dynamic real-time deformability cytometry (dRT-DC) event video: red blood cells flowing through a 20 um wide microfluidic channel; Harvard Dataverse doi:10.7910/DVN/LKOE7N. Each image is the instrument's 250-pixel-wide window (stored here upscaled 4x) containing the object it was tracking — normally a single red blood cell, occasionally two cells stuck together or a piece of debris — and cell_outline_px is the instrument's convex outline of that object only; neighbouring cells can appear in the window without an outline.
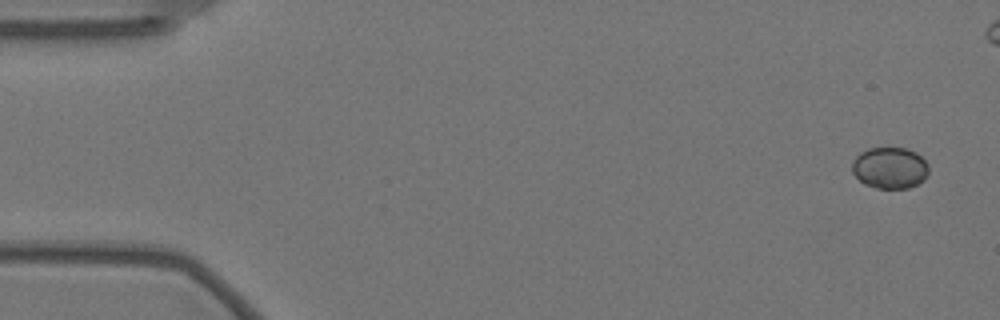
{"species": "Egyptian fruit bat (a non-hibernating species)", "species_latin": "Rousettus aegyptiacus", "temperature_condition": "warm", "stored_images_in_passage": 57, "camera_frame_rate_fps": 3000, "um_per_image_px": 0.085, "animal": {"sex": "female"}, "frame": {"image": 1, "passage_image": 1, "time_ms": 0.0, "image_size_px": [1000, 320], "cell_outline_px": [[928, 172], [924, 180], [908, 188], [876, 188], [864, 184], [852, 172], [852, 160], [860, 152], [868, 148], [908, 148], [916, 152], [928, 164]], "centroid_in_image_um": [75.62, 14.26], "position_along_channel_um": 9.4, "area_um2": 18.55}}
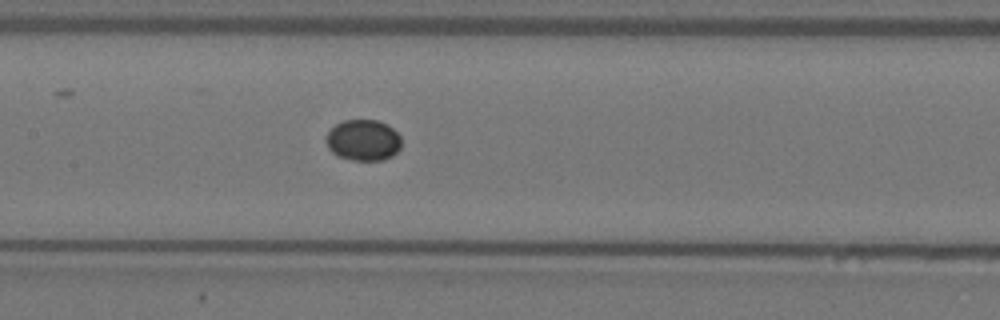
{"frame": {"image": 2, "passage_image": 26, "time_ms": 8.333, "image_size_px": [1000, 320], "cell_outline_px": [[400, 148], [392, 156], [384, 160], [352, 160], [336, 156], [328, 148], [328, 132], [336, 124], [344, 120], [376, 120], [392, 128], [400, 136]], "centroid_in_image_um": [30.88, 11.93], "position_along_channel_um": 176.5, "area_um2": 17.8}}
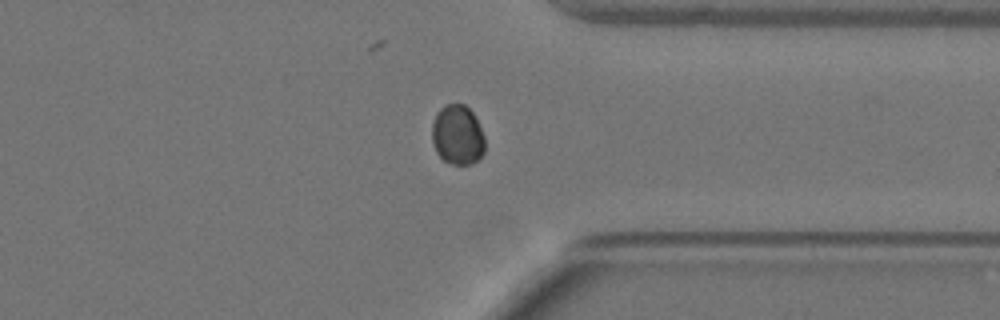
{"frame": {"image": 3, "passage_image": 43, "time_ms": 14.0, "image_size_px": [1000, 320], "cell_outline_px": [[484, 152], [472, 164], [452, 164], [444, 160], [436, 152], [432, 140], [432, 124], [436, 112], [444, 104], [464, 104], [472, 112], [484, 136]], "centroid_in_image_um": [38.87, 11.46], "position_along_channel_um": 372.5, "area_um2": 18.32}}